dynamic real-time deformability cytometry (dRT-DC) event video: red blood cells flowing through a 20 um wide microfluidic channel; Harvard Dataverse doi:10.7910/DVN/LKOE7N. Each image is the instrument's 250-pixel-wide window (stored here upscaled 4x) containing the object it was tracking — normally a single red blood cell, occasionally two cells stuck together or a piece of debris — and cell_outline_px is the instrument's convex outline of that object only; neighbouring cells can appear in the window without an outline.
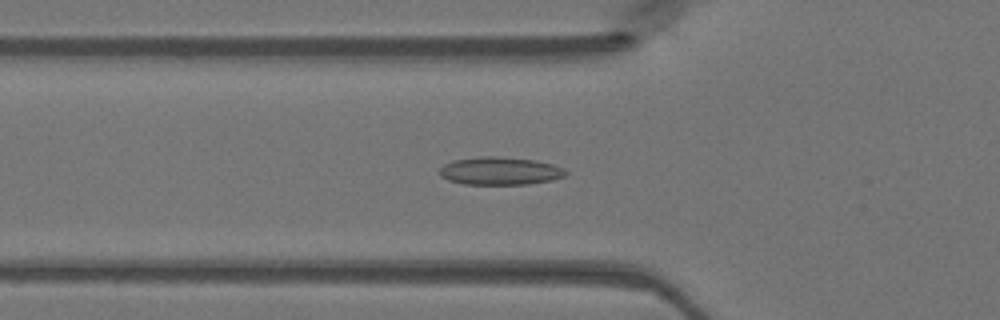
{"species": "Egyptian fruit bat (a non-hibernating species)", "species_latin": "Rousettus aegyptiacus", "temperature_condition": "warm", "stored_images_in_passage": 36, "camera_frame_rate_fps": 3000, "um_per_image_px": 0.085, "animal": {"sex": "female"}, "frame": {"image": 1, "passage_image": 11, "time_ms": 3.333, "image_size_px": [1000, 320], "cell_outline_px": [[568, 172], [564, 176], [552, 180], [528, 184], [464, 184], [448, 180], [440, 176], [436, 172], [444, 164], [452, 160], [480, 156], [496, 156], [536, 160], [552, 164], [564, 168]], "centroid_in_image_um": [42.46, 14.52], "position_along_channel_um": 83.3, "area_um2": 20.69}}
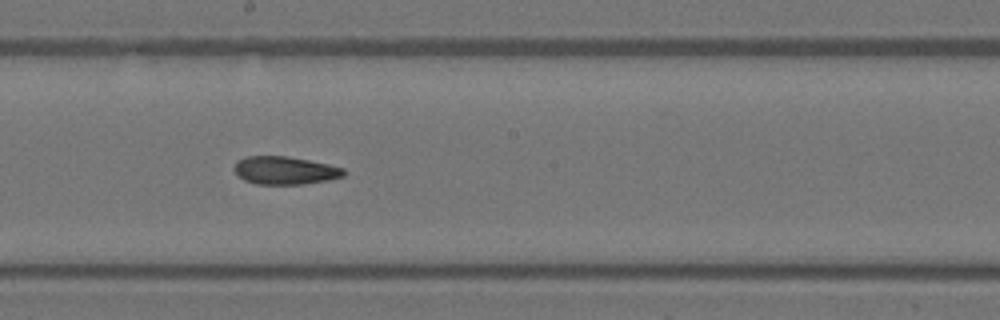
{"frame": {"image": 2, "passage_image": 21, "time_ms": 6.667, "image_size_px": [1000, 320], "cell_outline_px": [[344, 176], [328, 180], [304, 184], [256, 184], [244, 180], [232, 168], [236, 160], [248, 156], [288, 156], [328, 164], [344, 168]], "centroid_in_image_um": [24.2, 14.48], "position_along_channel_um": 224.0, "area_um2": 17.86}}
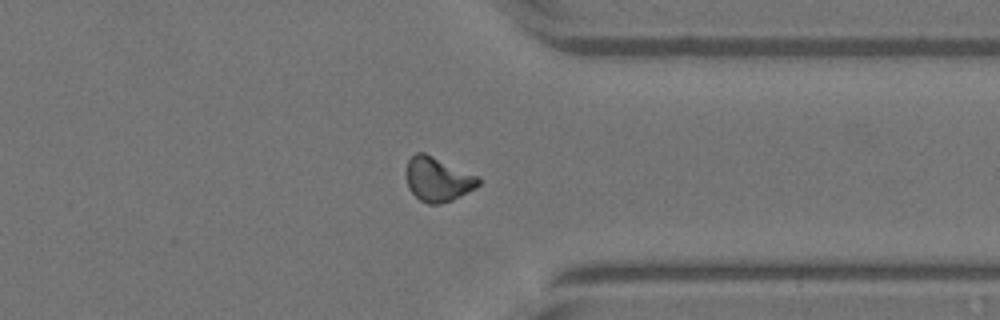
{"frame": {"image": 3, "passage_image": 32, "time_ms": 10.333, "image_size_px": [1000, 320], "cell_outline_px": [[480, 184], [476, 188], [452, 200], [440, 204], [428, 204], [420, 200], [408, 188], [404, 172], [408, 160], [416, 152], [424, 152], [480, 176]], "centroid_in_image_um": [37.21, 15.23], "position_along_channel_um": 374.2, "area_um2": 18.96}}